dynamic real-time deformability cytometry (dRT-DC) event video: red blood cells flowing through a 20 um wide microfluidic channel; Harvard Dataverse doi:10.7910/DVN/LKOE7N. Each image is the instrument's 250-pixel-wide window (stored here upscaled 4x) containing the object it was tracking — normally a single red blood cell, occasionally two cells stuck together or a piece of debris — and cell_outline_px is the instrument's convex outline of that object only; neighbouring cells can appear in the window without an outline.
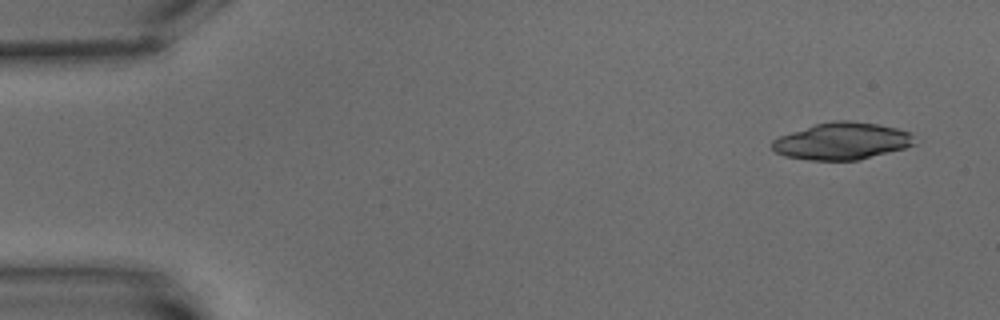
{"species": "common noctule bat (a hibernating species)", "species_latin": "Nyctalus noctula", "temperature_condition": "warm", "stored_images_in_passage": 5, "camera_frame_rate_fps": 3000, "um_per_image_px": 0.085, "animal": {"sex": "male", "body_mass_g": 15.6}, "frame": {"image": 1, "passage_image": 1, "time_ms": 0.0, "image_size_px": [1000, 320], "cell_outline_px": [[916, 144], [904, 148], [860, 160], [808, 160], [784, 156], [776, 152], [772, 148], [772, 140], [780, 136], [816, 124], [836, 120], [848, 120], [876, 124], [896, 128], [908, 132], [912, 136]], "centroid_in_image_um": [71.56, 12.0], "position_along_channel_um": 13.4, "area_um2": 30.46}}